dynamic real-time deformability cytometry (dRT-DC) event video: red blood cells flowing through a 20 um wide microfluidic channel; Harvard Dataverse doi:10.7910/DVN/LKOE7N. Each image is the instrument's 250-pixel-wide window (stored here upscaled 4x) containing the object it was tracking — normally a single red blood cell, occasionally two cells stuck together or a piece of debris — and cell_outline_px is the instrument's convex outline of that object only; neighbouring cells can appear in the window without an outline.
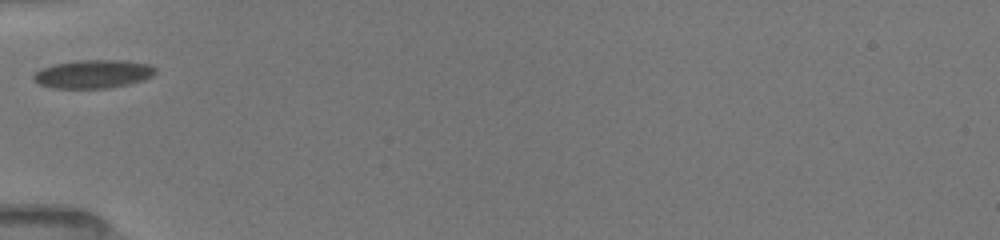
{"species": "common noctule bat (a hibernating species)", "species_latin": "Nyctalus noctula", "temperature_condition": "room temperature", "stored_images_in_passage": 4, "camera_frame_rate_fps": 3000, "um_per_image_px": 0.085, "animal": {"sex": "female", "body_mass_g": 19.5, "forearm_length_mm": 54.1}, "frame": {"image": 1, "passage_image": 1, "time_ms": 0.0, "image_size_px": [1000, 240], "cell_outline_px": [[156, 72], [152, 76], [144, 80], [128, 84], [108, 88], [52, 88], [40, 84], [32, 80], [32, 76], [36, 72], [52, 64], [76, 60], [128, 60], [148, 64], [156, 68]], "centroid_in_image_um": [7.93, 6.28], "position_along_channel_um": 77.1, "area_um2": 20.29}}
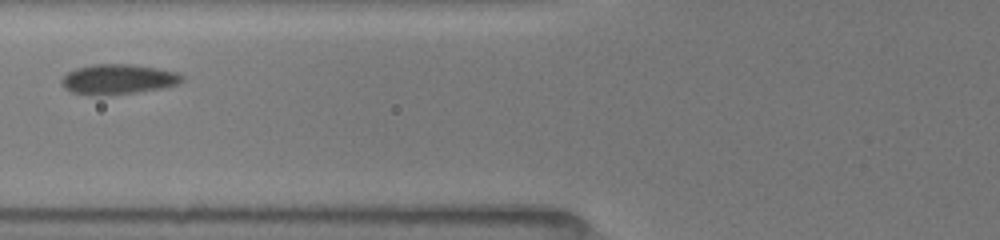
{"frame": {"image": 2, "passage_image": 2, "time_ms": 1.0, "image_size_px": [1000, 240], "cell_outline_px": [[184, 80], [180, 84], [160, 88], [136, 92], [100, 96], [96, 96], [72, 92], [64, 88], [64, 76], [68, 72], [76, 68], [92, 64], [132, 64], [156, 68], [176, 72], [184, 76]], "centroid_in_image_um": [10.07, 6.73], "position_along_channel_um": 115.7, "area_um2": 20.98}}
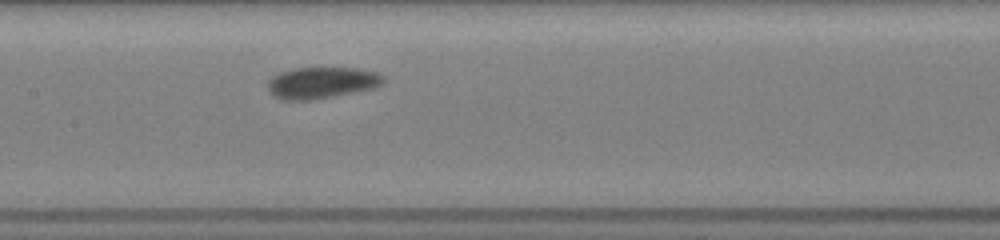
{"frame": {"image": 3, "passage_image": 4, "time_ms": 2.667, "image_size_px": [1000, 240], "cell_outline_px": [[384, 80], [376, 88], [332, 96], [308, 100], [284, 100], [272, 96], [268, 92], [268, 80], [272, 76], [280, 72], [292, 68], [356, 68], [376, 72], [384, 76]], "centroid_in_image_um": [27.3, 7.03], "position_along_channel_um": 180.1, "area_um2": 21.21}}